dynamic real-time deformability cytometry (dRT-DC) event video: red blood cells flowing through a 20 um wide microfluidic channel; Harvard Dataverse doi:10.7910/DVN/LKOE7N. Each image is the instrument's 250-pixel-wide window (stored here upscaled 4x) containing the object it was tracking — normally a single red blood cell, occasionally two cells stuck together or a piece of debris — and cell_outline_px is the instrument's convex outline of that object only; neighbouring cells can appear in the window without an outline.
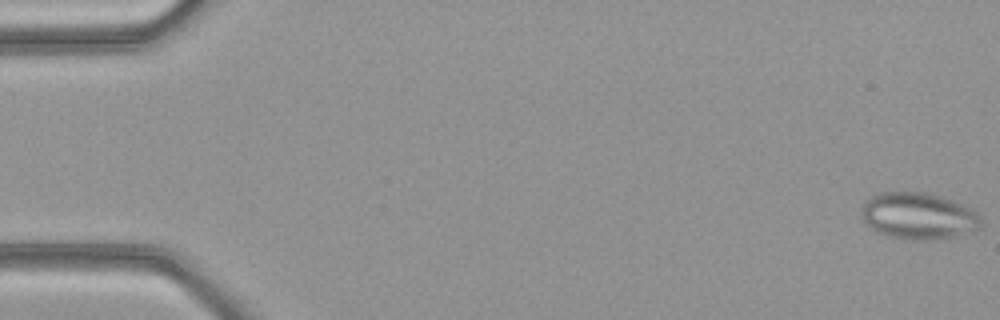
{"species": "common noctule bat (a hibernating species)", "species_latin": "Nyctalus noctula", "temperature_condition": "warm", "stored_images_in_passage": 50, "camera_frame_rate_fps": 3000, "um_per_image_px": 0.085, "animal": {"sex": "female", "body_mass_g": 21.9}, "frame": {"image": 1, "passage_image": 1, "time_ms": 0.0, "image_size_px": [1000, 320], "cell_outline_px": [[984, 224], [980, 228], [952, 236], [928, 240], [916, 240], [888, 236], [876, 232], [864, 220], [860, 212], [864, 200], [876, 192], [924, 192], [940, 196], [964, 204], [972, 208], [980, 216]], "centroid_in_image_um": [78.05, 18.33], "position_along_channel_um": 6.9, "area_um2": 32.66}}
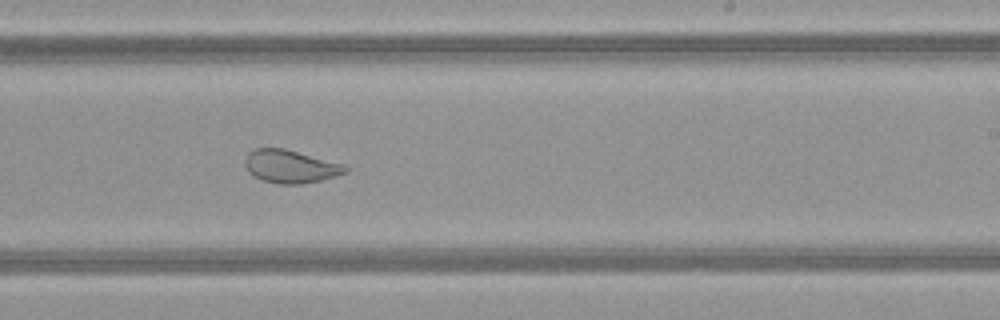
{"frame": {"image": 2, "passage_image": 31, "time_ms": 10.0, "image_size_px": [1000, 320], "cell_outline_px": [[348, 172], [320, 180], [300, 184], [280, 184], [264, 180], [252, 176], [248, 172], [244, 164], [244, 160], [248, 152], [256, 148], [284, 148], [344, 164], [348, 168]], "centroid_in_image_um": [24.66, 14.14], "position_along_channel_um": 264.3, "area_um2": 19.31}}
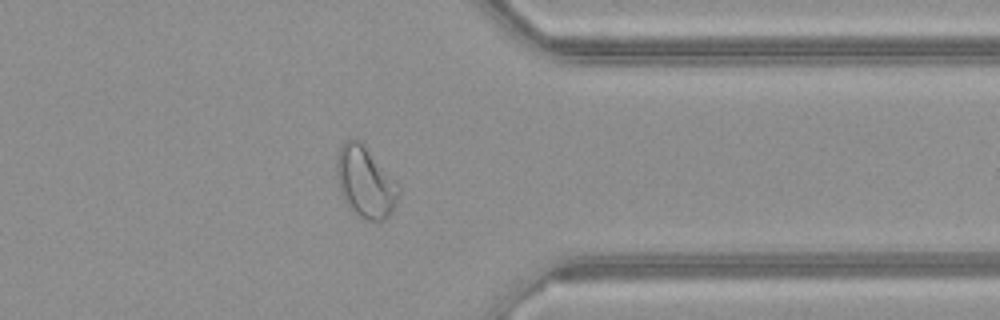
{"frame": {"image": 3, "passage_image": 40, "time_ms": 13.0, "image_size_px": [1000, 320], "cell_outline_px": [[400, 192], [396, 204], [388, 216], [384, 220], [368, 220], [356, 216], [348, 208], [340, 192], [336, 176], [336, 160], [340, 148], [344, 140], [360, 140], [364, 144], [400, 184]], "centroid_in_image_um": [31.06, 15.49], "position_along_channel_um": 380.3, "area_um2": 26.07}, "authors_computed_cell_mechanics": {"area_um2": 27.5995, "velocity_mm_per_s": 4.1419, "shape_relaxation_time_tau1_ms": null, "shape_relaxation_time_tau2_ms": 0.607, "deformation_change_tau1": null, "deformation_change_tau2": 0.067}}